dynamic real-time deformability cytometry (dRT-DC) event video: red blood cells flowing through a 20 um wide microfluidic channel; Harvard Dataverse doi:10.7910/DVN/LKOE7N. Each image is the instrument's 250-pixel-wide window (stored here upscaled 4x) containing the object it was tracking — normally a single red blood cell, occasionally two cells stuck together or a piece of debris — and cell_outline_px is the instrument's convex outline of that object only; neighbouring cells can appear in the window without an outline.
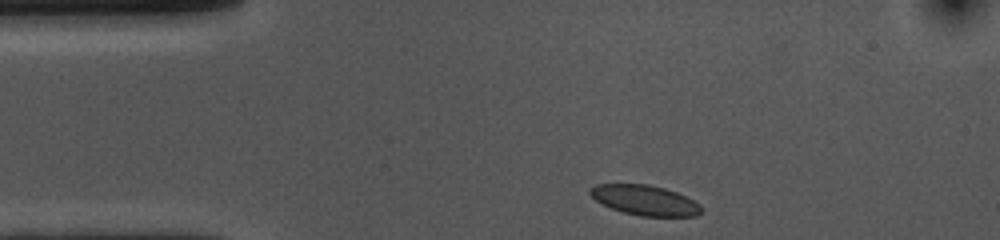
{"species": "common noctule bat (a hibernating species)", "species_latin": "Nyctalus noctula", "temperature_condition": "cold", "stored_images_in_passage": 34, "camera_frame_rate_fps": 3000, "um_per_image_px": 0.085, "animal": {"sex": "female", "body_mass_g": 10.0, "forearm_length_mm": 53.1}, "frame": {"image": 1, "passage_image": 1, "time_ms": 0.0, "image_size_px": [1000, 240], "cell_outline_px": [[700, 212], [696, 216], [640, 216], [624, 212], [612, 208], [596, 200], [588, 192], [588, 188], [596, 184], [648, 184], [664, 188], [676, 192], [700, 204]], "centroid_in_image_um": [54.78, 17.01], "position_along_channel_um": 30.2, "area_um2": 19.25}}
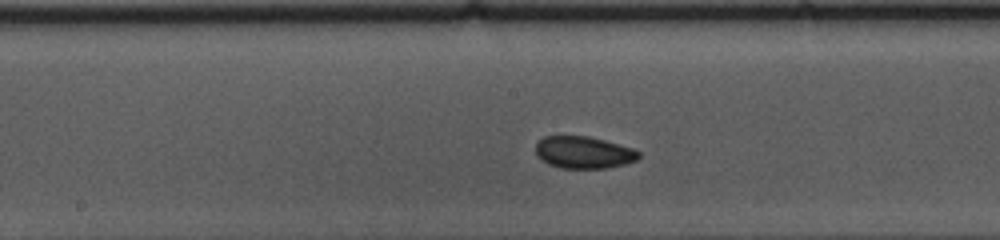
{"frame": {"image": 2, "passage_image": 18, "time_ms": 5.667, "image_size_px": [1000, 240], "cell_outline_px": [[640, 156], [636, 160], [624, 164], [608, 168], [560, 168], [548, 164], [536, 156], [536, 144], [544, 136], [588, 136], [604, 140], [632, 148], [640, 152]], "centroid_in_image_um": [49.59, 12.96], "position_along_channel_um": 198.6, "area_um2": 19.25}}
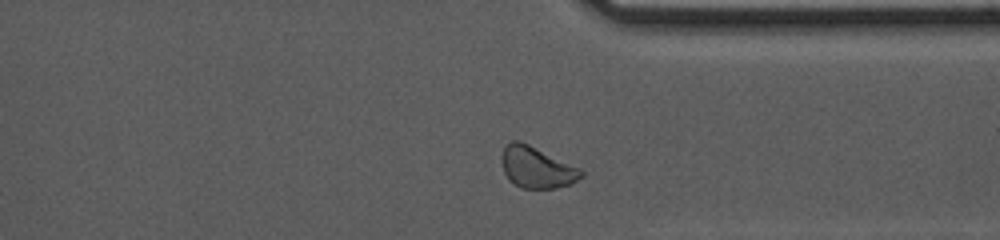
{"frame": {"image": 3, "passage_image": 32, "time_ms": 10.333, "image_size_px": [1000, 240], "cell_outline_px": [[584, 176], [572, 184], [556, 188], [520, 188], [508, 180], [504, 172], [500, 156], [504, 148], [512, 140], [520, 140], [580, 168], [584, 172]], "centroid_in_image_um": [45.62, 14.24], "position_along_channel_um": 365.8, "area_um2": 19.31}}